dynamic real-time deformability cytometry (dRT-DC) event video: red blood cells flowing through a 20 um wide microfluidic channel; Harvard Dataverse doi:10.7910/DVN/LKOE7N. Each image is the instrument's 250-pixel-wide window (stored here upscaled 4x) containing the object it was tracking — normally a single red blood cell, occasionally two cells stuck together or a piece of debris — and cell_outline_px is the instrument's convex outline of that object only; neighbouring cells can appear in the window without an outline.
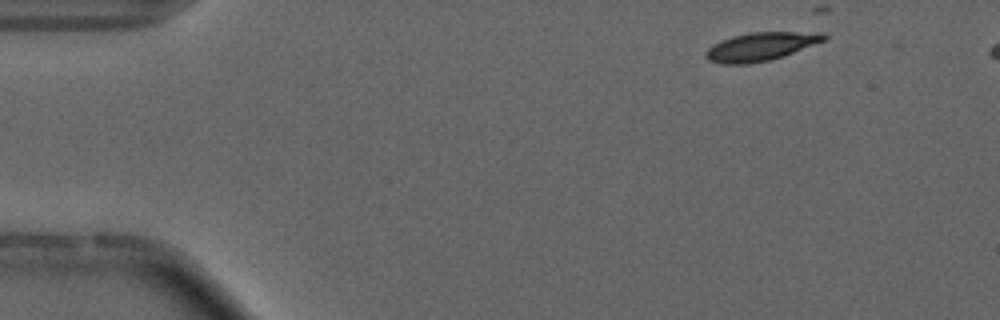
{"species": "common noctule bat (a hibernating species)", "species_latin": "Nyctalus noctula", "temperature_condition": "cold", "stored_images_in_passage": 4, "camera_frame_rate_fps": 3000, "um_per_image_px": 0.085, "animal": {"sex": "male", "forearm_length_mm": 52.5}, "frame": {"image": 1, "passage_image": 1, "time_ms": 0.0, "image_size_px": [1000, 320], "cell_outline_px": [[828, 40], [784, 56], [768, 60], [748, 64], [720, 64], [708, 60], [704, 56], [704, 52], [712, 44], [720, 40], [732, 36], [752, 32], [824, 32], [828, 36]], "centroid_in_image_um": [64.68, 3.95], "position_along_channel_um": 20.3, "area_um2": 19.88}}
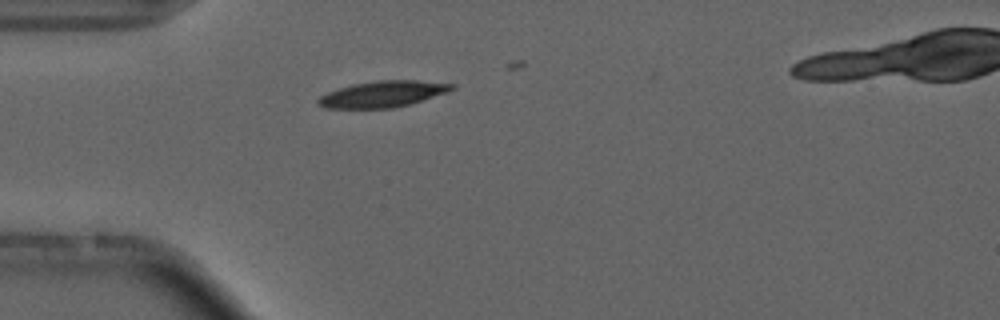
{"frame": {"image": 2, "passage_image": 3, "time_ms": 3.0, "image_size_px": [1000, 320], "cell_outline_px": [[456, 88], [448, 92], [408, 104], [392, 108], [324, 108], [316, 104], [316, 100], [320, 96], [328, 92], [352, 84], [376, 80], [416, 80], [456, 84]], "centroid_in_image_um": [32.52, 7.99], "position_along_channel_um": 52.5, "area_um2": 20.4}}